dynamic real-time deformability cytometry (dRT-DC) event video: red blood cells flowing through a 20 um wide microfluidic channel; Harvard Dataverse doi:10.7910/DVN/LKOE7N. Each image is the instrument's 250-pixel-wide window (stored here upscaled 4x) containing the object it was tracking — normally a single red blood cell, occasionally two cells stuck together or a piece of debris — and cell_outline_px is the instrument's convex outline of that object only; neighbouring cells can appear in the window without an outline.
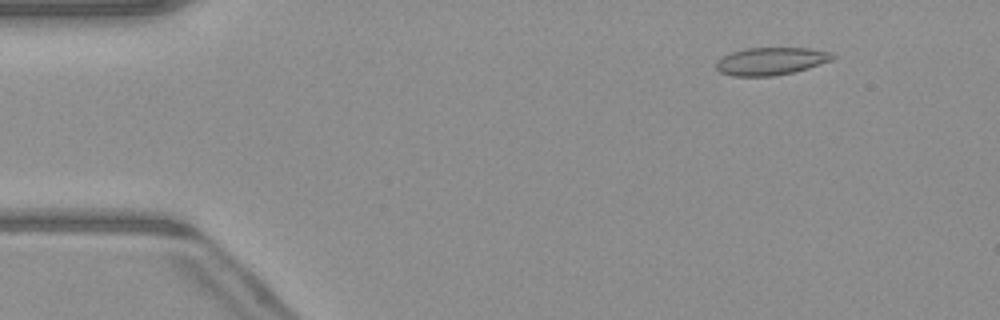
{"species": "common noctule bat (a hibernating species)", "species_latin": "Nyctalus noctula", "temperature_condition": "warm", "stored_images_in_passage": 50, "camera_frame_rate_fps": 3000, "um_per_image_px": 0.085, "animal": {"sex": "male", "body_mass_g": 23.1, "forearm_length_mm": 52.7}, "frame": {"image": 1, "passage_image": 6, "time_ms": 1.667, "image_size_px": [1000, 320], "cell_outline_px": [[836, 56], [832, 60], [808, 68], [792, 72], [772, 76], [732, 76], [720, 72], [716, 68], [716, 60], [732, 52], [744, 48], [808, 48], [832, 52]], "centroid_in_image_um": [65.52, 5.19], "position_along_channel_um": 19.5, "area_um2": 18.73}}
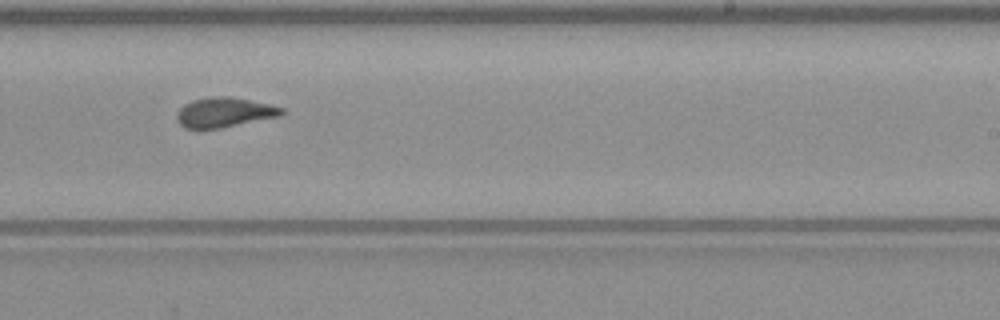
{"frame": {"image": 2, "passage_image": 31, "time_ms": 10.0, "image_size_px": [1000, 320], "cell_outline_px": [[284, 112], [280, 116], [220, 128], [184, 128], [176, 120], [176, 112], [184, 104], [192, 100], [216, 96], [228, 96], [268, 104], [284, 108]], "centroid_in_image_um": [19.03, 9.55], "position_along_channel_um": 270.0, "area_um2": 18.03}}
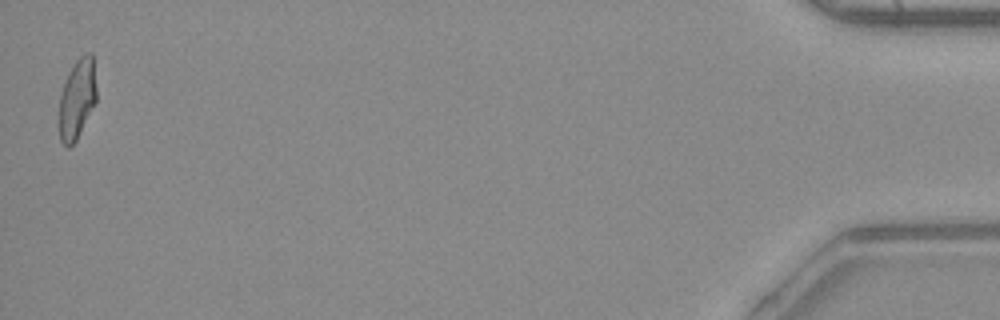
{"frame": {"image": 3, "passage_image": 50, "time_ms": 16.333, "image_size_px": [1000, 320], "cell_outline_px": [[96, 100], [76, 140], [68, 148], [60, 140], [60, 96], [64, 84], [76, 60], [84, 52], [92, 52], [96, 88]], "centroid_in_image_um": [6.57, 8.38], "position_along_channel_um": 428.6, "area_um2": 16.88}, "authors_computed_cell_mechanics": {"area_um2": 18.2937, "velocity_mm_per_s": 4.108, "shape_relaxation_time_tau1_ms": 6.0587, "shape_relaxation_time_tau2_ms": 1.1958, "deformation_change_tau1": 0.1852, "deformation_change_tau2": 0.0735}}